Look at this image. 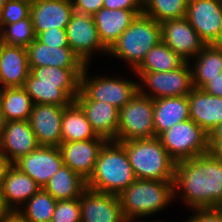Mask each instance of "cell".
<instances>
[{
	"mask_svg": "<svg viewBox=\"0 0 222 222\" xmlns=\"http://www.w3.org/2000/svg\"><path fill=\"white\" fill-rule=\"evenodd\" d=\"M187 96L190 119L207 134L222 123V97L212 96L196 87Z\"/></svg>",
	"mask_w": 222,
	"mask_h": 222,
	"instance_id": "603a6c76",
	"label": "cell"
},
{
	"mask_svg": "<svg viewBox=\"0 0 222 222\" xmlns=\"http://www.w3.org/2000/svg\"><path fill=\"white\" fill-rule=\"evenodd\" d=\"M0 106L6 121L28 120L33 102L24 87L0 89Z\"/></svg>",
	"mask_w": 222,
	"mask_h": 222,
	"instance_id": "f546056e",
	"label": "cell"
},
{
	"mask_svg": "<svg viewBox=\"0 0 222 222\" xmlns=\"http://www.w3.org/2000/svg\"><path fill=\"white\" fill-rule=\"evenodd\" d=\"M143 9H106L102 7L93 15L98 35L103 45L109 49Z\"/></svg>",
	"mask_w": 222,
	"mask_h": 222,
	"instance_id": "44dd1931",
	"label": "cell"
},
{
	"mask_svg": "<svg viewBox=\"0 0 222 222\" xmlns=\"http://www.w3.org/2000/svg\"><path fill=\"white\" fill-rule=\"evenodd\" d=\"M13 163L0 152V187L2 186L3 180Z\"/></svg>",
	"mask_w": 222,
	"mask_h": 222,
	"instance_id": "b9f144b4",
	"label": "cell"
},
{
	"mask_svg": "<svg viewBox=\"0 0 222 222\" xmlns=\"http://www.w3.org/2000/svg\"><path fill=\"white\" fill-rule=\"evenodd\" d=\"M29 73L27 48L0 42V89L24 87Z\"/></svg>",
	"mask_w": 222,
	"mask_h": 222,
	"instance_id": "ffe728a7",
	"label": "cell"
},
{
	"mask_svg": "<svg viewBox=\"0 0 222 222\" xmlns=\"http://www.w3.org/2000/svg\"><path fill=\"white\" fill-rule=\"evenodd\" d=\"M14 165L43 188L64 162L59 147L39 146L18 159Z\"/></svg>",
	"mask_w": 222,
	"mask_h": 222,
	"instance_id": "5bb4252c",
	"label": "cell"
},
{
	"mask_svg": "<svg viewBox=\"0 0 222 222\" xmlns=\"http://www.w3.org/2000/svg\"><path fill=\"white\" fill-rule=\"evenodd\" d=\"M35 39L36 35L30 15L18 22L5 25L0 30V42L7 45L27 48Z\"/></svg>",
	"mask_w": 222,
	"mask_h": 222,
	"instance_id": "836d02e7",
	"label": "cell"
},
{
	"mask_svg": "<svg viewBox=\"0 0 222 222\" xmlns=\"http://www.w3.org/2000/svg\"><path fill=\"white\" fill-rule=\"evenodd\" d=\"M50 222H81L80 198L57 200Z\"/></svg>",
	"mask_w": 222,
	"mask_h": 222,
	"instance_id": "d590c367",
	"label": "cell"
},
{
	"mask_svg": "<svg viewBox=\"0 0 222 222\" xmlns=\"http://www.w3.org/2000/svg\"><path fill=\"white\" fill-rule=\"evenodd\" d=\"M65 29L69 47L85 65L93 64L95 55L107 56L108 49L99 38L93 16L74 11Z\"/></svg>",
	"mask_w": 222,
	"mask_h": 222,
	"instance_id": "8fae6325",
	"label": "cell"
},
{
	"mask_svg": "<svg viewBox=\"0 0 222 222\" xmlns=\"http://www.w3.org/2000/svg\"><path fill=\"white\" fill-rule=\"evenodd\" d=\"M186 222H222V210L220 208L193 209Z\"/></svg>",
	"mask_w": 222,
	"mask_h": 222,
	"instance_id": "74e56055",
	"label": "cell"
},
{
	"mask_svg": "<svg viewBox=\"0 0 222 222\" xmlns=\"http://www.w3.org/2000/svg\"><path fill=\"white\" fill-rule=\"evenodd\" d=\"M57 200L42 188L17 211L27 222H50Z\"/></svg>",
	"mask_w": 222,
	"mask_h": 222,
	"instance_id": "1f68e13d",
	"label": "cell"
},
{
	"mask_svg": "<svg viewBox=\"0 0 222 222\" xmlns=\"http://www.w3.org/2000/svg\"><path fill=\"white\" fill-rule=\"evenodd\" d=\"M125 219L159 215L174 201V182L136 179L119 194Z\"/></svg>",
	"mask_w": 222,
	"mask_h": 222,
	"instance_id": "277c9868",
	"label": "cell"
},
{
	"mask_svg": "<svg viewBox=\"0 0 222 222\" xmlns=\"http://www.w3.org/2000/svg\"><path fill=\"white\" fill-rule=\"evenodd\" d=\"M74 10L93 16L102 7L104 0H70Z\"/></svg>",
	"mask_w": 222,
	"mask_h": 222,
	"instance_id": "f35d334b",
	"label": "cell"
},
{
	"mask_svg": "<svg viewBox=\"0 0 222 222\" xmlns=\"http://www.w3.org/2000/svg\"><path fill=\"white\" fill-rule=\"evenodd\" d=\"M6 2H7V0H0V13H1L2 8L4 7Z\"/></svg>",
	"mask_w": 222,
	"mask_h": 222,
	"instance_id": "681fc988",
	"label": "cell"
},
{
	"mask_svg": "<svg viewBox=\"0 0 222 222\" xmlns=\"http://www.w3.org/2000/svg\"><path fill=\"white\" fill-rule=\"evenodd\" d=\"M187 0H143V14L156 22L186 16Z\"/></svg>",
	"mask_w": 222,
	"mask_h": 222,
	"instance_id": "d6a6232c",
	"label": "cell"
},
{
	"mask_svg": "<svg viewBox=\"0 0 222 222\" xmlns=\"http://www.w3.org/2000/svg\"><path fill=\"white\" fill-rule=\"evenodd\" d=\"M106 9H143V0H104Z\"/></svg>",
	"mask_w": 222,
	"mask_h": 222,
	"instance_id": "ab89813d",
	"label": "cell"
},
{
	"mask_svg": "<svg viewBox=\"0 0 222 222\" xmlns=\"http://www.w3.org/2000/svg\"><path fill=\"white\" fill-rule=\"evenodd\" d=\"M86 188V180L63 165L42 189L56 200H66L80 198Z\"/></svg>",
	"mask_w": 222,
	"mask_h": 222,
	"instance_id": "83f0119b",
	"label": "cell"
},
{
	"mask_svg": "<svg viewBox=\"0 0 222 222\" xmlns=\"http://www.w3.org/2000/svg\"><path fill=\"white\" fill-rule=\"evenodd\" d=\"M139 93L151 99L187 96L194 88L189 62L168 72H134Z\"/></svg>",
	"mask_w": 222,
	"mask_h": 222,
	"instance_id": "9c48e42d",
	"label": "cell"
},
{
	"mask_svg": "<svg viewBox=\"0 0 222 222\" xmlns=\"http://www.w3.org/2000/svg\"><path fill=\"white\" fill-rule=\"evenodd\" d=\"M185 62L167 44L160 41L146 53L134 72H168L181 67Z\"/></svg>",
	"mask_w": 222,
	"mask_h": 222,
	"instance_id": "4dcf8cb0",
	"label": "cell"
},
{
	"mask_svg": "<svg viewBox=\"0 0 222 222\" xmlns=\"http://www.w3.org/2000/svg\"><path fill=\"white\" fill-rule=\"evenodd\" d=\"M9 211V209L5 206L2 196V189L0 187V216L6 214Z\"/></svg>",
	"mask_w": 222,
	"mask_h": 222,
	"instance_id": "7dc6e473",
	"label": "cell"
},
{
	"mask_svg": "<svg viewBox=\"0 0 222 222\" xmlns=\"http://www.w3.org/2000/svg\"><path fill=\"white\" fill-rule=\"evenodd\" d=\"M29 67L55 66L60 68H85L86 65L70 47H52L35 39L28 47Z\"/></svg>",
	"mask_w": 222,
	"mask_h": 222,
	"instance_id": "cb8c5ba5",
	"label": "cell"
},
{
	"mask_svg": "<svg viewBox=\"0 0 222 222\" xmlns=\"http://www.w3.org/2000/svg\"><path fill=\"white\" fill-rule=\"evenodd\" d=\"M201 89L212 96L222 97V72L220 76L209 78V81Z\"/></svg>",
	"mask_w": 222,
	"mask_h": 222,
	"instance_id": "60d3db41",
	"label": "cell"
},
{
	"mask_svg": "<svg viewBox=\"0 0 222 222\" xmlns=\"http://www.w3.org/2000/svg\"><path fill=\"white\" fill-rule=\"evenodd\" d=\"M91 65H86L80 77V91L75 100H94L107 102L119 110L125 106L138 92V78L133 73L132 79L125 75L120 77L112 74L110 77L105 73H91ZM90 71V72H89ZM91 74V75H90ZM117 76V77H116Z\"/></svg>",
	"mask_w": 222,
	"mask_h": 222,
	"instance_id": "52a82bcc",
	"label": "cell"
},
{
	"mask_svg": "<svg viewBox=\"0 0 222 222\" xmlns=\"http://www.w3.org/2000/svg\"><path fill=\"white\" fill-rule=\"evenodd\" d=\"M65 107L33 104L28 122L40 146H60L62 116Z\"/></svg>",
	"mask_w": 222,
	"mask_h": 222,
	"instance_id": "2e32d148",
	"label": "cell"
},
{
	"mask_svg": "<svg viewBox=\"0 0 222 222\" xmlns=\"http://www.w3.org/2000/svg\"><path fill=\"white\" fill-rule=\"evenodd\" d=\"M135 180L125 147L119 142L107 141L86 186L97 192L119 195Z\"/></svg>",
	"mask_w": 222,
	"mask_h": 222,
	"instance_id": "3957f363",
	"label": "cell"
},
{
	"mask_svg": "<svg viewBox=\"0 0 222 222\" xmlns=\"http://www.w3.org/2000/svg\"><path fill=\"white\" fill-rule=\"evenodd\" d=\"M153 137V99L138 92L119 110L117 142Z\"/></svg>",
	"mask_w": 222,
	"mask_h": 222,
	"instance_id": "30bf717a",
	"label": "cell"
},
{
	"mask_svg": "<svg viewBox=\"0 0 222 222\" xmlns=\"http://www.w3.org/2000/svg\"><path fill=\"white\" fill-rule=\"evenodd\" d=\"M1 189L5 206L9 210H18L41 187L13 164L3 180Z\"/></svg>",
	"mask_w": 222,
	"mask_h": 222,
	"instance_id": "d4e9b609",
	"label": "cell"
},
{
	"mask_svg": "<svg viewBox=\"0 0 222 222\" xmlns=\"http://www.w3.org/2000/svg\"><path fill=\"white\" fill-rule=\"evenodd\" d=\"M36 39L52 47H69L65 28L48 29L36 35Z\"/></svg>",
	"mask_w": 222,
	"mask_h": 222,
	"instance_id": "8d00e7d4",
	"label": "cell"
},
{
	"mask_svg": "<svg viewBox=\"0 0 222 222\" xmlns=\"http://www.w3.org/2000/svg\"><path fill=\"white\" fill-rule=\"evenodd\" d=\"M74 11L70 0H31L35 35L48 29L66 28Z\"/></svg>",
	"mask_w": 222,
	"mask_h": 222,
	"instance_id": "ac0fdd59",
	"label": "cell"
},
{
	"mask_svg": "<svg viewBox=\"0 0 222 222\" xmlns=\"http://www.w3.org/2000/svg\"><path fill=\"white\" fill-rule=\"evenodd\" d=\"M222 141V123H219L209 134L208 142Z\"/></svg>",
	"mask_w": 222,
	"mask_h": 222,
	"instance_id": "f6af8a7d",
	"label": "cell"
},
{
	"mask_svg": "<svg viewBox=\"0 0 222 222\" xmlns=\"http://www.w3.org/2000/svg\"><path fill=\"white\" fill-rule=\"evenodd\" d=\"M185 17L206 45L222 44V0L189 1Z\"/></svg>",
	"mask_w": 222,
	"mask_h": 222,
	"instance_id": "7c38bea8",
	"label": "cell"
},
{
	"mask_svg": "<svg viewBox=\"0 0 222 222\" xmlns=\"http://www.w3.org/2000/svg\"><path fill=\"white\" fill-rule=\"evenodd\" d=\"M39 146L28 120L7 122L0 139V152L13 164Z\"/></svg>",
	"mask_w": 222,
	"mask_h": 222,
	"instance_id": "d6986e66",
	"label": "cell"
},
{
	"mask_svg": "<svg viewBox=\"0 0 222 222\" xmlns=\"http://www.w3.org/2000/svg\"><path fill=\"white\" fill-rule=\"evenodd\" d=\"M161 41L186 62H190L206 46L186 17L160 22Z\"/></svg>",
	"mask_w": 222,
	"mask_h": 222,
	"instance_id": "4fadbf2b",
	"label": "cell"
},
{
	"mask_svg": "<svg viewBox=\"0 0 222 222\" xmlns=\"http://www.w3.org/2000/svg\"><path fill=\"white\" fill-rule=\"evenodd\" d=\"M31 0H7L0 13V30L30 15Z\"/></svg>",
	"mask_w": 222,
	"mask_h": 222,
	"instance_id": "e575fe53",
	"label": "cell"
},
{
	"mask_svg": "<svg viewBox=\"0 0 222 222\" xmlns=\"http://www.w3.org/2000/svg\"><path fill=\"white\" fill-rule=\"evenodd\" d=\"M6 124H7V121H6L4 113L1 110V106H0V139L2 137V133H3V130H4L5 126H6Z\"/></svg>",
	"mask_w": 222,
	"mask_h": 222,
	"instance_id": "bcb514c9",
	"label": "cell"
},
{
	"mask_svg": "<svg viewBox=\"0 0 222 222\" xmlns=\"http://www.w3.org/2000/svg\"><path fill=\"white\" fill-rule=\"evenodd\" d=\"M107 141L101 137L74 142H63L59 148L64 165L86 181L92 175L99 152Z\"/></svg>",
	"mask_w": 222,
	"mask_h": 222,
	"instance_id": "e0dca14e",
	"label": "cell"
},
{
	"mask_svg": "<svg viewBox=\"0 0 222 222\" xmlns=\"http://www.w3.org/2000/svg\"><path fill=\"white\" fill-rule=\"evenodd\" d=\"M0 222H27L17 210H9L1 216Z\"/></svg>",
	"mask_w": 222,
	"mask_h": 222,
	"instance_id": "7bdbcfd3",
	"label": "cell"
},
{
	"mask_svg": "<svg viewBox=\"0 0 222 222\" xmlns=\"http://www.w3.org/2000/svg\"><path fill=\"white\" fill-rule=\"evenodd\" d=\"M190 119L188 96L165 97L153 100L155 137L175 124Z\"/></svg>",
	"mask_w": 222,
	"mask_h": 222,
	"instance_id": "484cf974",
	"label": "cell"
},
{
	"mask_svg": "<svg viewBox=\"0 0 222 222\" xmlns=\"http://www.w3.org/2000/svg\"><path fill=\"white\" fill-rule=\"evenodd\" d=\"M61 132V143L97 138L85 113L75 101L64 108Z\"/></svg>",
	"mask_w": 222,
	"mask_h": 222,
	"instance_id": "f1b7e54d",
	"label": "cell"
},
{
	"mask_svg": "<svg viewBox=\"0 0 222 222\" xmlns=\"http://www.w3.org/2000/svg\"><path fill=\"white\" fill-rule=\"evenodd\" d=\"M85 113L97 137L117 142L119 109L107 102L74 100Z\"/></svg>",
	"mask_w": 222,
	"mask_h": 222,
	"instance_id": "7402d4cb",
	"label": "cell"
},
{
	"mask_svg": "<svg viewBox=\"0 0 222 222\" xmlns=\"http://www.w3.org/2000/svg\"><path fill=\"white\" fill-rule=\"evenodd\" d=\"M161 41V25L153 18L140 14L108 49L107 57L126 63L135 70L146 53Z\"/></svg>",
	"mask_w": 222,
	"mask_h": 222,
	"instance_id": "8992f818",
	"label": "cell"
},
{
	"mask_svg": "<svg viewBox=\"0 0 222 222\" xmlns=\"http://www.w3.org/2000/svg\"><path fill=\"white\" fill-rule=\"evenodd\" d=\"M209 152L220 162H222V141L208 142Z\"/></svg>",
	"mask_w": 222,
	"mask_h": 222,
	"instance_id": "ee69618b",
	"label": "cell"
},
{
	"mask_svg": "<svg viewBox=\"0 0 222 222\" xmlns=\"http://www.w3.org/2000/svg\"><path fill=\"white\" fill-rule=\"evenodd\" d=\"M81 222H125L119 195L86 188L80 196Z\"/></svg>",
	"mask_w": 222,
	"mask_h": 222,
	"instance_id": "9a60e30c",
	"label": "cell"
},
{
	"mask_svg": "<svg viewBox=\"0 0 222 222\" xmlns=\"http://www.w3.org/2000/svg\"><path fill=\"white\" fill-rule=\"evenodd\" d=\"M24 88L33 104L69 106L79 94L85 68L29 67Z\"/></svg>",
	"mask_w": 222,
	"mask_h": 222,
	"instance_id": "7a4b0ae2",
	"label": "cell"
},
{
	"mask_svg": "<svg viewBox=\"0 0 222 222\" xmlns=\"http://www.w3.org/2000/svg\"><path fill=\"white\" fill-rule=\"evenodd\" d=\"M126 149L136 179L174 182L176 162L158 137L120 142Z\"/></svg>",
	"mask_w": 222,
	"mask_h": 222,
	"instance_id": "5b68a950",
	"label": "cell"
},
{
	"mask_svg": "<svg viewBox=\"0 0 222 222\" xmlns=\"http://www.w3.org/2000/svg\"><path fill=\"white\" fill-rule=\"evenodd\" d=\"M125 222H165V221H160V219L159 220H157L156 221V219H155V221L154 220H152V221H150L149 219H144V218H134V219H126L125 220Z\"/></svg>",
	"mask_w": 222,
	"mask_h": 222,
	"instance_id": "c3c4849f",
	"label": "cell"
},
{
	"mask_svg": "<svg viewBox=\"0 0 222 222\" xmlns=\"http://www.w3.org/2000/svg\"><path fill=\"white\" fill-rule=\"evenodd\" d=\"M189 64L194 87L202 88L209 78L220 76L222 72V45H206Z\"/></svg>",
	"mask_w": 222,
	"mask_h": 222,
	"instance_id": "4316f807",
	"label": "cell"
},
{
	"mask_svg": "<svg viewBox=\"0 0 222 222\" xmlns=\"http://www.w3.org/2000/svg\"><path fill=\"white\" fill-rule=\"evenodd\" d=\"M176 199L189 210L219 208L222 205V162L210 152L176 162Z\"/></svg>",
	"mask_w": 222,
	"mask_h": 222,
	"instance_id": "6da1fadb",
	"label": "cell"
},
{
	"mask_svg": "<svg viewBox=\"0 0 222 222\" xmlns=\"http://www.w3.org/2000/svg\"><path fill=\"white\" fill-rule=\"evenodd\" d=\"M158 138L175 162L209 153L208 134L191 119L175 124Z\"/></svg>",
	"mask_w": 222,
	"mask_h": 222,
	"instance_id": "ba28073f",
	"label": "cell"
}]
</instances>
